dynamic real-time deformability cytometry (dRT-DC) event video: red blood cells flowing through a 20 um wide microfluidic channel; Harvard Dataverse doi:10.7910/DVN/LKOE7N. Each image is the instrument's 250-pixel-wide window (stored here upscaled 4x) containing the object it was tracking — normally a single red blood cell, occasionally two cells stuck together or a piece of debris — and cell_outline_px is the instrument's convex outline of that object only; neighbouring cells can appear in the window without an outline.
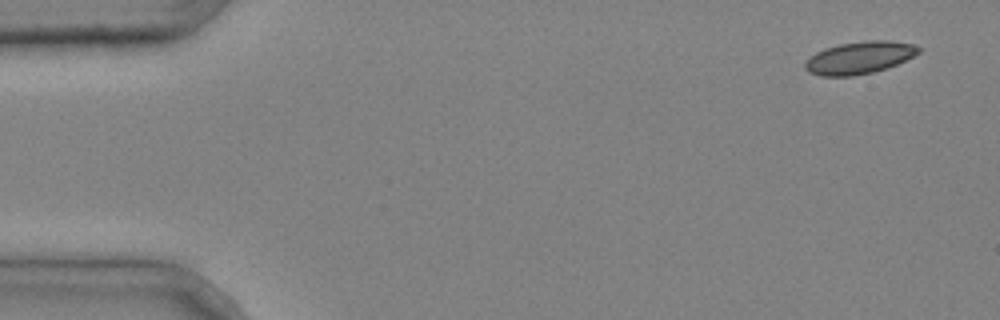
{"species": "common noctule bat (a hibernating species)", "species_latin": "Nyctalus noctula", "temperature_condition": "cold", "stored_images_in_passage": 4, "camera_frame_rate_fps": 3000, "um_per_image_px": 0.085, "animal": {"sex": "male", "body_mass_g": 20.4}, "frame": {"image": 1, "passage_image": 1, "time_ms": 0.0, "image_size_px": [1000, 320], "cell_outline_px": [[920, 52], [896, 64], [872, 72], [852, 76], [820, 76], [808, 72], [804, 68], [804, 64], [816, 52], [824, 48], [840, 44], [868, 40], [888, 40], [912, 44], [920, 48]], "centroid_in_image_um": [73.01, 4.9], "position_along_channel_um": 12.0, "area_um2": 21.1}}